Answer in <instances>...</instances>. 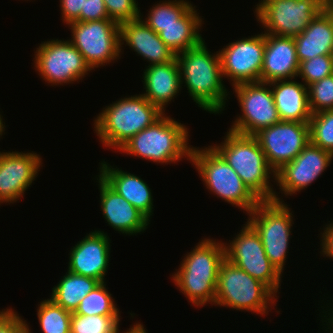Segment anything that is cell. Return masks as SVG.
<instances>
[{
    "label": "cell",
    "instance_id": "cell-1",
    "mask_svg": "<svg viewBox=\"0 0 333 333\" xmlns=\"http://www.w3.org/2000/svg\"><path fill=\"white\" fill-rule=\"evenodd\" d=\"M204 39L176 55L181 84L202 110L219 114L226 107L228 92L223 84L219 51L210 54Z\"/></svg>",
    "mask_w": 333,
    "mask_h": 333
},
{
    "label": "cell",
    "instance_id": "cell-2",
    "mask_svg": "<svg viewBox=\"0 0 333 333\" xmlns=\"http://www.w3.org/2000/svg\"><path fill=\"white\" fill-rule=\"evenodd\" d=\"M210 238L202 239L181 261L172 275L175 286L195 306L215 302L218 271L225 259V245Z\"/></svg>",
    "mask_w": 333,
    "mask_h": 333
},
{
    "label": "cell",
    "instance_id": "cell-3",
    "mask_svg": "<svg viewBox=\"0 0 333 333\" xmlns=\"http://www.w3.org/2000/svg\"><path fill=\"white\" fill-rule=\"evenodd\" d=\"M224 141L211 147L234 169L243 183L260 200L284 202L276 195L271 186L270 174L276 178V172L270 167L258 141L227 131ZM272 187V188H271Z\"/></svg>",
    "mask_w": 333,
    "mask_h": 333
},
{
    "label": "cell",
    "instance_id": "cell-4",
    "mask_svg": "<svg viewBox=\"0 0 333 333\" xmlns=\"http://www.w3.org/2000/svg\"><path fill=\"white\" fill-rule=\"evenodd\" d=\"M165 113L142 94L106 106L94 120L97 136L105 147L119 150L134 135L154 124Z\"/></svg>",
    "mask_w": 333,
    "mask_h": 333
},
{
    "label": "cell",
    "instance_id": "cell-5",
    "mask_svg": "<svg viewBox=\"0 0 333 333\" xmlns=\"http://www.w3.org/2000/svg\"><path fill=\"white\" fill-rule=\"evenodd\" d=\"M188 133L184 124L163 115L154 124L134 135L119 151L154 163H175L183 157L190 160L188 158L192 147L187 143Z\"/></svg>",
    "mask_w": 333,
    "mask_h": 333
},
{
    "label": "cell",
    "instance_id": "cell-6",
    "mask_svg": "<svg viewBox=\"0 0 333 333\" xmlns=\"http://www.w3.org/2000/svg\"><path fill=\"white\" fill-rule=\"evenodd\" d=\"M192 165L210 192L222 200L250 213L260 200L243 183L234 169L211 147H192Z\"/></svg>",
    "mask_w": 333,
    "mask_h": 333
},
{
    "label": "cell",
    "instance_id": "cell-7",
    "mask_svg": "<svg viewBox=\"0 0 333 333\" xmlns=\"http://www.w3.org/2000/svg\"><path fill=\"white\" fill-rule=\"evenodd\" d=\"M276 294L226 258L221 262L214 305L265 315L275 305Z\"/></svg>",
    "mask_w": 333,
    "mask_h": 333
},
{
    "label": "cell",
    "instance_id": "cell-8",
    "mask_svg": "<svg viewBox=\"0 0 333 333\" xmlns=\"http://www.w3.org/2000/svg\"><path fill=\"white\" fill-rule=\"evenodd\" d=\"M288 205L275 200L260 201L250 212L248 222L260 235L270 262L282 274L288 253L293 214Z\"/></svg>",
    "mask_w": 333,
    "mask_h": 333
},
{
    "label": "cell",
    "instance_id": "cell-9",
    "mask_svg": "<svg viewBox=\"0 0 333 333\" xmlns=\"http://www.w3.org/2000/svg\"><path fill=\"white\" fill-rule=\"evenodd\" d=\"M71 27L72 38L69 40L83 55L91 70L107 65L119 59L120 24L111 19L98 21H74Z\"/></svg>",
    "mask_w": 333,
    "mask_h": 333
},
{
    "label": "cell",
    "instance_id": "cell-10",
    "mask_svg": "<svg viewBox=\"0 0 333 333\" xmlns=\"http://www.w3.org/2000/svg\"><path fill=\"white\" fill-rule=\"evenodd\" d=\"M329 4L327 0H273L256 12V19L265 34L295 37Z\"/></svg>",
    "mask_w": 333,
    "mask_h": 333
},
{
    "label": "cell",
    "instance_id": "cell-11",
    "mask_svg": "<svg viewBox=\"0 0 333 333\" xmlns=\"http://www.w3.org/2000/svg\"><path fill=\"white\" fill-rule=\"evenodd\" d=\"M244 225L236 238L224 245L225 258L277 295L282 274L268 259L257 231L248 221Z\"/></svg>",
    "mask_w": 333,
    "mask_h": 333
},
{
    "label": "cell",
    "instance_id": "cell-12",
    "mask_svg": "<svg viewBox=\"0 0 333 333\" xmlns=\"http://www.w3.org/2000/svg\"><path fill=\"white\" fill-rule=\"evenodd\" d=\"M35 53L36 70L51 85L78 82L91 71L83 55L68 40L45 41Z\"/></svg>",
    "mask_w": 333,
    "mask_h": 333
},
{
    "label": "cell",
    "instance_id": "cell-13",
    "mask_svg": "<svg viewBox=\"0 0 333 333\" xmlns=\"http://www.w3.org/2000/svg\"><path fill=\"white\" fill-rule=\"evenodd\" d=\"M269 86L270 83L267 82L241 83L233 86L243 113L236 117L229 131L253 136L259 130L280 121Z\"/></svg>",
    "mask_w": 333,
    "mask_h": 333
},
{
    "label": "cell",
    "instance_id": "cell-14",
    "mask_svg": "<svg viewBox=\"0 0 333 333\" xmlns=\"http://www.w3.org/2000/svg\"><path fill=\"white\" fill-rule=\"evenodd\" d=\"M258 141L270 167L277 172L292 161L310 142L309 122L279 121L259 130Z\"/></svg>",
    "mask_w": 333,
    "mask_h": 333
},
{
    "label": "cell",
    "instance_id": "cell-15",
    "mask_svg": "<svg viewBox=\"0 0 333 333\" xmlns=\"http://www.w3.org/2000/svg\"><path fill=\"white\" fill-rule=\"evenodd\" d=\"M265 51V33L242 38L219 50L222 76L232 82H261V69Z\"/></svg>",
    "mask_w": 333,
    "mask_h": 333
},
{
    "label": "cell",
    "instance_id": "cell-16",
    "mask_svg": "<svg viewBox=\"0 0 333 333\" xmlns=\"http://www.w3.org/2000/svg\"><path fill=\"white\" fill-rule=\"evenodd\" d=\"M331 160V152L309 142L300 154L276 172L274 180L285 196H292L318 179Z\"/></svg>",
    "mask_w": 333,
    "mask_h": 333
},
{
    "label": "cell",
    "instance_id": "cell-17",
    "mask_svg": "<svg viewBox=\"0 0 333 333\" xmlns=\"http://www.w3.org/2000/svg\"><path fill=\"white\" fill-rule=\"evenodd\" d=\"M42 158L37 153H0V204L14 203L23 197L40 171Z\"/></svg>",
    "mask_w": 333,
    "mask_h": 333
},
{
    "label": "cell",
    "instance_id": "cell-18",
    "mask_svg": "<svg viewBox=\"0 0 333 333\" xmlns=\"http://www.w3.org/2000/svg\"><path fill=\"white\" fill-rule=\"evenodd\" d=\"M110 239L100 230L91 231L71 248L68 271L105 282L110 256Z\"/></svg>",
    "mask_w": 333,
    "mask_h": 333
},
{
    "label": "cell",
    "instance_id": "cell-19",
    "mask_svg": "<svg viewBox=\"0 0 333 333\" xmlns=\"http://www.w3.org/2000/svg\"><path fill=\"white\" fill-rule=\"evenodd\" d=\"M98 178L101 210L107 223L114 230L126 235H136L145 231L150 220L112 189L99 175Z\"/></svg>",
    "mask_w": 333,
    "mask_h": 333
},
{
    "label": "cell",
    "instance_id": "cell-20",
    "mask_svg": "<svg viewBox=\"0 0 333 333\" xmlns=\"http://www.w3.org/2000/svg\"><path fill=\"white\" fill-rule=\"evenodd\" d=\"M298 71L294 37L265 34L261 82L293 80L298 77Z\"/></svg>",
    "mask_w": 333,
    "mask_h": 333
},
{
    "label": "cell",
    "instance_id": "cell-21",
    "mask_svg": "<svg viewBox=\"0 0 333 333\" xmlns=\"http://www.w3.org/2000/svg\"><path fill=\"white\" fill-rule=\"evenodd\" d=\"M124 42L143 59H147L149 65L164 64L176 58L175 53L142 20V17L120 24V50Z\"/></svg>",
    "mask_w": 333,
    "mask_h": 333
},
{
    "label": "cell",
    "instance_id": "cell-22",
    "mask_svg": "<svg viewBox=\"0 0 333 333\" xmlns=\"http://www.w3.org/2000/svg\"><path fill=\"white\" fill-rule=\"evenodd\" d=\"M298 62L333 54V4H329L308 27L294 37Z\"/></svg>",
    "mask_w": 333,
    "mask_h": 333
},
{
    "label": "cell",
    "instance_id": "cell-23",
    "mask_svg": "<svg viewBox=\"0 0 333 333\" xmlns=\"http://www.w3.org/2000/svg\"><path fill=\"white\" fill-rule=\"evenodd\" d=\"M144 71L142 82L146 93L142 95L165 112V105L171 102L182 88L177 59L164 64L149 65Z\"/></svg>",
    "mask_w": 333,
    "mask_h": 333
},
{
    "label": "cell",
    "instance_id": "cell-24",
    "mask_svg": "<svg viewBox=\"0 0 333 333\" xmlns=\"http://www.w3.org/2000/svg\"><path fill=\"white\" fill-rule=\"evenodd\" d=\"M103 161L99 176L119 195L142 212L148 219L153 214V198L151 190L140 177L113 168Z\"/></svg>",
    "mask_w": 333,
    "mask_h": 333
},
{
    "label": "cell",
    "instance_id": "cell-25",
    "mask_svg": "<svg viewBox=\"0 0 333 333\" xmlns=\"http://www.w3.org/2000/svg\"><path fill=\"white\" fill-rule=\"evenodd\" d=\"M275 106L281 121L309 122L308 87L297 81L278 80L270 83Z\"/></svg>",
    "mask_w": 333,
    "mask_h": 333
},
{
    "label": "cell",
    "instance_id": "cell-26",
    "mask_svg": "<svg viewBox=\"0 0 333 333\" xmlns=\"http://www.w3.org/2000/svg\"><path fill=\"white\" fill-rule=\"evenodd\" d=\"M198 14L197 10H195V6H192L177 20V24L149 27L159 35L160 39L175 55H178L189 48L197 46L203 40L199 33L203 19H201Z\"/></svg>",
    "mask_w": 333,
    "mask_h": 333
},
{
    "label": "cell",
    "instance_id": "cell-27",
    "mask_svg": "<svg viewBox=\"0 0 333 333\" xmlns=\"http://www.w3.org/2000/svg\"><path fill=\"white\" fill-rule=\"evenodd\" d=\"M99 280L78 275L67 270L66 274L52 289L50 299L65 310L73 313L81 300L98 284Z\"/></svg>",
    "mask_w": 333,
    "mask_h": 333
},
{
    "label": "cell",
    "instance_id": "cell-28",
    "mask_svg": "<svg viewBox=\"0 0 333 333\" xmlns=\"http://www.w3.org/2000/svg\"><path fill=\"white\" fill-rule=\"evenodd\" d=\"M106 282H100L79 303L74 312L79 315L120 316L114 299L106 288Z\"/></svg>",
    "mask_w": 333,
    "mask_h": 333
},
{
    "label": "cell",
    "instance_id": "cell-29",
    "mask_svg": "<svg viewBox=\"0 0 333 333\" xmlns=\"http://www.w3.org/2000/svg\"><path fill=\"white\" fill-rule=\"evenodd\" d=\"M37 316L43 333H71L72 313L51 299L41 301Z\"/></svg>",
    "mask_w": 333,
    "mask_h": 333
},
{
    "label": "cell",
    "instance_id": "cell-30",
    "mask_svg": "<svg viewBox=\"0 0 333 333\" xmlns=\"http://www.w3.org/2000/svg\"><path fill=\"white\" fill-rule=\"evenodd\" d=\"M191 7L192 4L186 0L160 1L150 8L148 17L143 21L148 26L174 25Z\"/></svg>",
    "mask_w": 333,
    "mask_h": 333
},
{
    "label": "cell",
    "instance_id": "cell-31",
    "mask_svg": "<svg viewBox=\"0 0 333 333\" xmlns=\"http://www.w3.org/2000/svg\"><path fill=\"white\" fill-rule=\"evenodd\" d=\"M120 316L79 315L72 313L71 333H117Z\"/></svg>",
    "mask_w": 333,
    "mask_h": 333
},
{
    "label": "cell",
    "instance_id": "cell-32",
    "mask_svg": "<svg viewBox=\"0 0 333 333\" xmlns=\"http://www.w3.org/2000/svg\"><path fill=\"white\" fill-rule=\"evenodd\" d=\"M309 136L312 144L333 154V110L312 114Z\"/></svg>",
    "mask_w": 333,
    "mask_h": 333
},
{
    "label": "cell",
    "instance_id": "cell-33",
    "mask_svg": "<svg viewBox=\"0 0 333 333\" xmlns=\"http://www.w3.org/2000/svg\"><path fill=\"white\" fill-rule=\"evenodd\" d=\"M333 74V54L321 55L299 63L298 76L308 87Z\"/></svg>",
    "mask_w": 333,
    "mask_h": 333
},
{
    "label": "cell",
    "instance_id": "cell-34",
    "mask_svg": "<svg viewBox=\"0 0 333 333\" xmlns=\"http://www.w3.org/2000/svg\"><path fill=\"white\" fill-rule=\"evenodd\" d=\"M308 99L312 114L333 110V74L310 84Z\"/></svg>",
    "mask_w": 333,
    "mask_h": 333
},
{
    "label": "cell",
    "instance_id": "cell-35",
    "mask_svg": "<svg viewBox=\"0 0 333 333\" xmlns=\"http://www.w3.org/2000/svg\"><path fill=\"white\" fill-rule=\"evenodd\" d=\"M109 19L118 24L133 21L141 17L136 0H103Z\"/></svg>",
    "mask_w": 333,
    "mask_h": 333
},
{
    "label": "cell",
    "instance_id": "cell-36",
    "mask_svg": "<svg viewBox=\"0 0 333 333\" xmlns=\"http://www.w3.org/2000/svg\"><path fill=\"white\" fill-rule=\"evenodd\" d=\"M0 333H31L28 324L13 309L0 311Z\"/></svg>",
    "mask_w": 333,
    "mask_h": 333
},
{
    "label": "cell",
    "instance_id": "cell-37",
    "mask_svg": "<svg viewBox=\"0 0 333 333\" xmlns=\"http://www.w3.org/2000/svg\"><path fill=\"white\" fill-rule=\"evenodd\" d=\"M109 19L103 0H85L84 10H81L80 21H98Z\"/></svg>",
    "mask_w": 333,
    "mask_h": 333
},
{
    "label": "cell",
    "instance_id": "cell-38",
    "mask_svg": "<svg viewBox=\"0 0 333 333\" xmlns=\"http://www.w3.org/2000/svg\"><path fill=\"white\" fill-rule=\"evenodd\" d=\"M62 19L69 24L80 21L81 10H84L85 0H60Z\"/></svg>",
    "mask_w": 333,
    "mask_h": 333
},
{
    "label": "cell",
    "instance_id": "cell-39",
    "mask_svg": "<svg viewBox=\"0 0 333 333\" xmlns=\"http://www.w3.org/2000/svg\"><path fill=\"white\" fill-rule=\"evenodd\" d=\"M325 229L323 233H321L322 237H321V240H322V243H320L321 245V254L323 256L326 255V257H331L333 258V222H331L330 224H326Z\"/></svg>",
    "mask_w": 333,
    "mask_h": 333
},
{
    "label": "cell",
    "instance_id": "cell-40",
    "mask_svg": "<svg viewBox=\"0 0 333 333\" xmlns=\"http://www.w3.org/2000/svg\"><path fill=\"white\" fill-rule=\"evenodd\" d=\"M117 333H119V331ZM124 333H147V332L142 324L136 323L134 324V326H132L128 331Z\"/></svg>",
    "mask_w": 333,
    "mask_h": 333
},
{
    "label": "cell",
    "instance_id": "cell-41",
    "mask_svg": "<svg viewBox=\"0 0 333 333\" xmlns=\"http://www.w3.org/2000/svg\"><path fill=\"white\" fill-rule=\"evenodd\" d=\"M331 312H332L331 314H330V313H326V314H329L330 316H329V318L326 317V318H325V321H326V319H327L328 322L326 321V323H327L326 325H327V326H328V325L330 326V327L328 326L327 329L330 328L329 331L332 330V331H330V332L333 333V311H331ZM328 323H329V324H328ZM331 328H332V329H331Z\"/></svg>",
    "mask_w": 333,
    "mask_h": 333
},
{
    "label": "cell",
    "instance_id": "cell-42",
    "mask_svg": "<svg viewBox=\"0 0 333 333\" xmlns=\"http://www.w3.org/2000/svg\"><path fill=\"white\" fill-rule=\"evenodd\" d=\"M273 1V0H261L260 3H258L255 8V12H257L266 2Z\"/></svg>",
    "mask_w": 333,
    "mask_h": 333
},
{
    "label": "cell",
    "instance_id": "cell-43",
    "mask_svg": "<svg viewBox=\"0 0 333 333\" xmlns=\"http://www.w3.org/2000/svg\"><path fill=\"white\" fill-rule=\"evenodd\" d=\"M0 115V137L2 136L3 132L5 131V125L3 124V118Z\"/></svg>",
    "mask_w": 333,
    "mask_h": 333
},
{
    "label": "cell",
    "instance_id": "cell-44",
    "mask_svg": "<svg viewBox=\"0 0 333 333\" xmlns=\"http://www.w3.org/2000/svg\"><path fill=\"white\" fill-rule=\"evenodd\" d=\"M330 4H333V0H327Z\"/></svg>",
    "mask_w": 333,
    "mask_h": 333
}]
</instances>
